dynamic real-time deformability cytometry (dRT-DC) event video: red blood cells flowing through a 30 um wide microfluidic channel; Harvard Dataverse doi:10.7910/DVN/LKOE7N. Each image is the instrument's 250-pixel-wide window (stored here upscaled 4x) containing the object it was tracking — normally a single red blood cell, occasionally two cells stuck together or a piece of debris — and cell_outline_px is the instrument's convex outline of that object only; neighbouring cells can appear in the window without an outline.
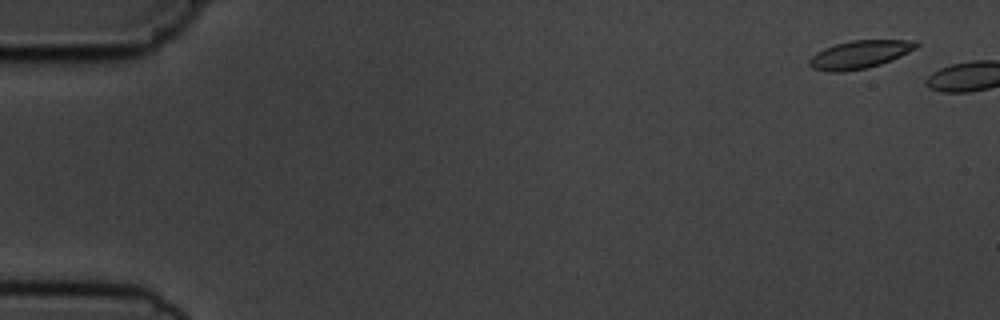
{"species": "common noctule bat (a hibernating species)", "species_latin": "Nyctalus noctula", "temperature_condition": "cold", "stored_images_in_passage": 2, "camera_frame_rate_fps": 3000, "um_per_image_px": 0.085, "animal": {"sex": "male", "body_mass_g": 19.5, "forearm_length_mm": 54.6}, "frame": {"image": 1, "passage_image": 1, "time_ms": 0.0, "image_size_px": [1000, 320], "cell_outline_px": [[920, 44], [916, 48], [900, 56], [880, 64], [868, 68], [840, 72], [828, 72], [812, 68], [808, 64], [808, 60], [816, 52], [824, 48], [836, 44], [852, 40], [916, 40]], "centroid_in_image_um": [73.05, 4.63], "position_along_channel_um": 11.9, "area_um2": 17.46}}